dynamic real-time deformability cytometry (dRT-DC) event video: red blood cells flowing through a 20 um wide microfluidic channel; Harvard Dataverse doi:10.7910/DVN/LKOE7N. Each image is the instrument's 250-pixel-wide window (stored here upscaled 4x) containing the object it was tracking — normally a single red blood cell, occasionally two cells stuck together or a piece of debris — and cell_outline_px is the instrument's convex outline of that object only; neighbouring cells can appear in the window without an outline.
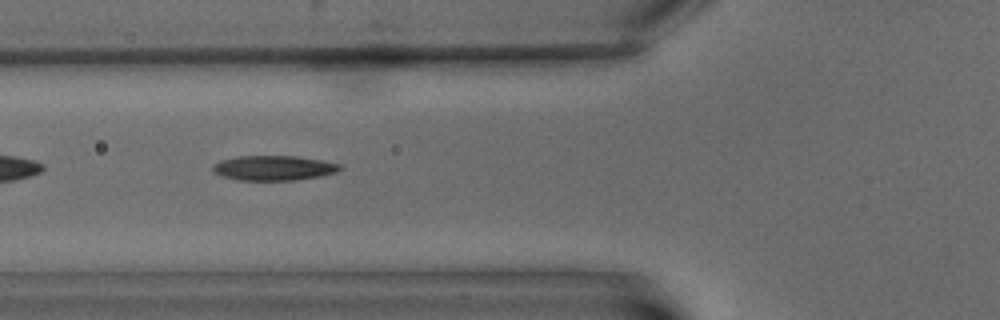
{"species": "common noctule bat (a hibernating species)", "species_latin": "Nyctalus noctula", "temperature_condition": "warm", "stored_images_in_passage": 11, "camera_frame_rate_fps": 3000, "um_per_image_px": 0.085, "animal": {"sex": "male", "body_mass_g": 15.6}, "frame": {"image": 1, "passage_image": 7, "time_ms": 8.0, "image_size_px": [1000, 320], "cell_outline_px": [[344, 168], [336, 172], [320, 176], [296, 180], [240, 180], [220, 176], [212, 172], [212, 164], [220, 160], [236, 156], [296, 156], [324, 160], [340, 164]], "centroid_in_image_um": [23.25, 14.27], "position_along_channel_um": 102.6, "area_um2": 18.67}}